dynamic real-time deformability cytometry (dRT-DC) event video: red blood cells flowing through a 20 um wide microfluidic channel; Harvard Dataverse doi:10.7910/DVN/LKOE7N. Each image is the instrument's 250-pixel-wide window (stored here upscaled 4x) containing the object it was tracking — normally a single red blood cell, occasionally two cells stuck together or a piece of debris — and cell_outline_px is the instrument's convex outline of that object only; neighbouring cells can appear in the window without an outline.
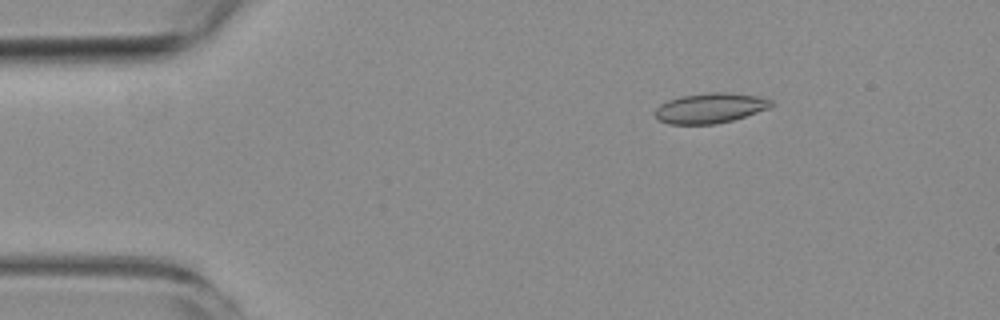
{"species": "common noctule bat (a hibernating species)", "species_latin": "Nyctalus noctula", "temperature_condition": "room temperature", "stored_images_in_passage": 4, "camera_frame_rate_fps": 3000, "um_per_image_px": 0.085, "animal": {"sex": "female", "body_mass_g": 19.3, "forearm_length_mm": 54.1}, "frame": {"image": 1, "passage_image": 2, "time_ms": 1.333, "image_size_px": [1000, 320], "cell_outline_px": [[776, 104], [768, 108], [732, 120], [716, 124], [668, 124], [656, 120], [656, 108], [660, 104], [668, 100], [680, 96], [708, 92], [728, 92], [756, 96], [772, 100]], "centroid_in_image_um": [60.34, 9.18], "position_along_channel_um": 24.7, "area_um2": 20.4}}